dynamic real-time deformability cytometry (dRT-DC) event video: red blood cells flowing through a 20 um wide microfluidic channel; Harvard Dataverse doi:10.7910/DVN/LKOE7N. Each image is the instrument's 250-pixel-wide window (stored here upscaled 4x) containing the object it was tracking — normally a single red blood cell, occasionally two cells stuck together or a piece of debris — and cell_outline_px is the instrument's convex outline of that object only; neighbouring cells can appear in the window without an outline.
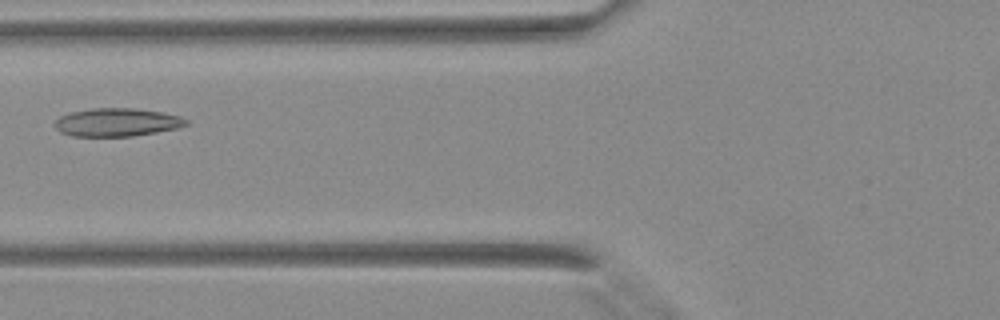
{"species": "Egyptian fruit bat (a non-hibernating species)", "species_latin": "Rousettus aegyptiacus", "temperature_condition": "warm", "stored_images_in_passage": 38, "camera_frame_rate_fps": 3000, "um_per_image_px": 0.085, "animal": {"sex": "female"}, "frame": {"image": 1, "passage_image": 13, "time_ms": 4.0, "image_size_px": [1000, 320], "cell_outline_px": [[188, 124], [176, 128], [156, 132], [132, 136], [72, 136], [60, 132], [56, 128], [56, 120], [60, 116], [72, 112], [92, 108], [136, 108], [160, 112], [180, 116], [188, 120]], "centroid_in_image_um": [9.94, 10.39], "position_along_channel_um": 115.9, "area_um2": 21.39}}
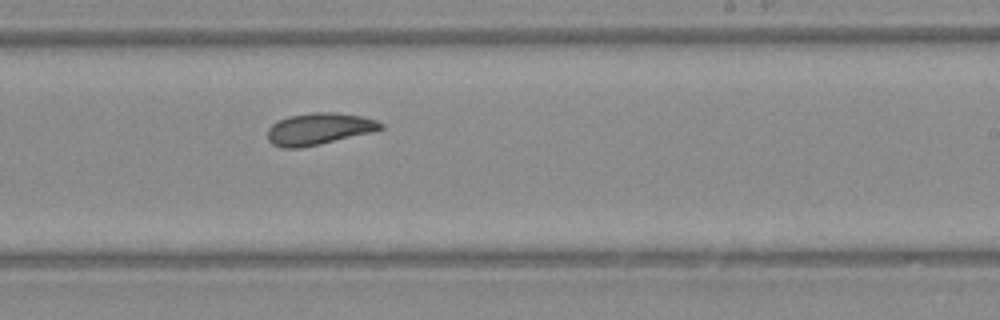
{"frame": {"image": 2, "passage_image": 22, "time_ms": 7.0, "image_size_px": [1000, 320], "cell_outline_px": [[384, 128], [372, 132], [320, 144], [300, 148], [284, 148], [272, 144], [268, 140], [268, 128], [276, 120], [288, 116], [312, 112], [332, 112], [360, 116], [376, 120], [384, 124]], "centroid_in_image_um": [27.09, 10.95], "position_along_channel_um": 261.9, "area_um2": 20.98}}
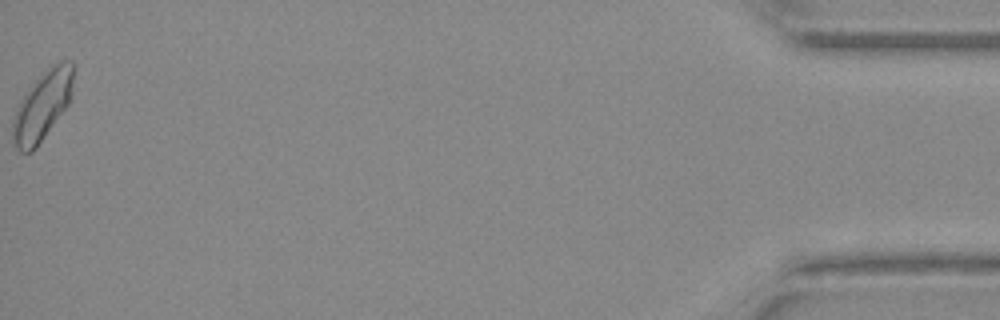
{"frame": {"image": 3, "passage_image": 38, "time_ms": 12.333, "image_size_px": [1000, 320], "cell_outline_px": [[76, 64], [72, 96], [68, 104], [36, 148], [32, 152], [20, 152], [12, 144], [12, 120], [16, 108], [20, 100], [28, 88], [52, 64], [60, 60], [72, 60]], "centroid_in_image_um": [3.63, 8.95], "position_along_channel_um": 431.6, "area_um2": 24.91}}